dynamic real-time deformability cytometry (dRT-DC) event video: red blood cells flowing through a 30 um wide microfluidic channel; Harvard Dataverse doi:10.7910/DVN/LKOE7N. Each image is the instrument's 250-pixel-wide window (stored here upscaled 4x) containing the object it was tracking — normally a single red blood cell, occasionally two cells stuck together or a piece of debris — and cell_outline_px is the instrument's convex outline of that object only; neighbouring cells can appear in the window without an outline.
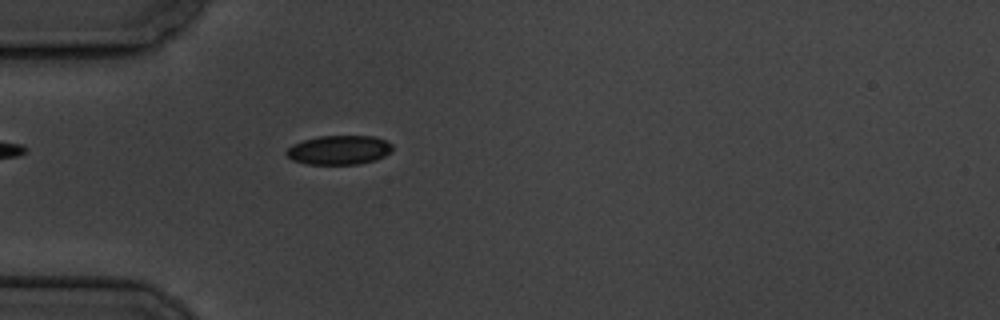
{"species": "common noctule bat (a hibernating species)", "species_latin": "Nyctalus noctula", "temperature_condition": "cold", "stored_images_in_passage": 3, "camera_frame_rate_fps": 3000, "um_per_image_px": 0.085, "animal": {"sex": "male", "body_mass_g": 19.5, "forearm_length_mm": 54.6}, "frame": {"image": 1, "passage_image": 3, "time_ms": 2.333, "image_size_px": [1000, 320], "cell_outline_px": [[392, 152], [376, 160], [360, 164], [304, 164], [292, 160], [284, 152], [292, 144], [304, 140], [320, 136], [372, 136], [384, 140], [392, 144]], "centroid_in_image_um": [28.81, 12.76], "position_along_channel_um": 56.2, "area_um2": 18.09}}